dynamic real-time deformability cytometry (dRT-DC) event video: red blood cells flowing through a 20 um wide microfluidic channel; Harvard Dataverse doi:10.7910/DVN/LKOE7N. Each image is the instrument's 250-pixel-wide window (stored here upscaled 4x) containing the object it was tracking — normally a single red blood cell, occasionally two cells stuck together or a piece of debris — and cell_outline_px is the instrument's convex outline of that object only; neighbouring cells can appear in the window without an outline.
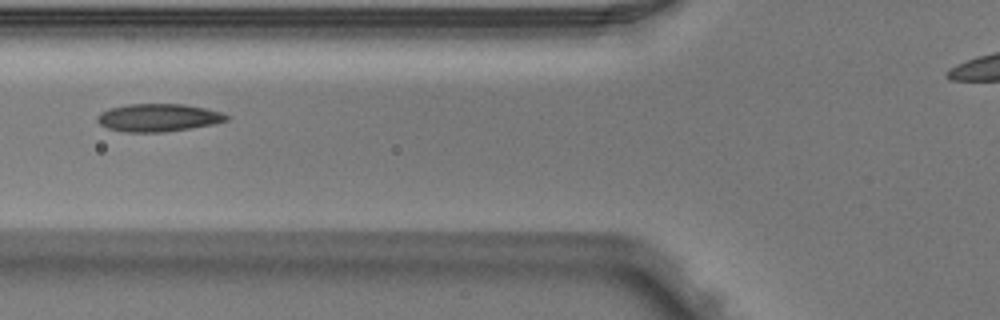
{"species": "Egyptian fruit bat (a non-hibernating species)", "species_latin": "Rousettus aegyptiacus", "temperature_condition": "warm", "stored_images_in_passage": 3, "camera_frame_rate_fps": 3000, "um_per_image_px": 0.085, "animal": {"sex": "male"}, "frame": {"image": 1, "passage_image": 3, "time_ms": 0.667, "image_size_px": [1000, 320], "cell_outline_px": [[228, 120], [212, 124], [164, 132], [128, 132], [108, 128], [100, 124], [96, 120], [96, 116], [100, 112], [108, 108], [128, 104], [184, 104], [224, 112], [228, 116]], "centroid_in_image_um": [13.43, 9.99], "position_along_channel_um": 112.4, "area_um2": 20.87}}